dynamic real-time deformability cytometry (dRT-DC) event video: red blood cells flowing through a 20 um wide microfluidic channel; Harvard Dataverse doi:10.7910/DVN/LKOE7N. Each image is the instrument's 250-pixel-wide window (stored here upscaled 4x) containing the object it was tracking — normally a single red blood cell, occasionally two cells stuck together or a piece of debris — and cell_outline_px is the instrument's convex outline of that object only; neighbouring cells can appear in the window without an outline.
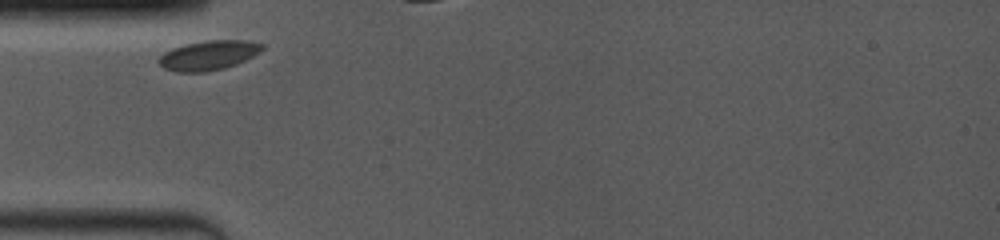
{"species": "common noctule bat (a hibernating species)", "species_latin": "Nyctalus noctula", "temperature_condition": "room temperature", "stored_images_in_passage": 9, "camera_frame_rate_fps": 4000, "um_per_image_px": 0.085, "animal": {"sex": "female", "body_mass_g": 19.0, "forearm_length_mm": 53.3}, "frame": {"image": 1, "passage_image": 1, "time_ms": 0.0, "image_size_px": [1000, 240], "cell_outline_px": [[264, 48], [260, 52], [236, 64], [224, 68], [204, 72], [176, 72], [164, 68], [156, 60], [164, 52], [172, 48], [184, 44], [208, 40], [248, 40], [264, 44]], "centroid_in_image_um": [17.71, 4.69], "position_along_channel_um": 67.3, "area_um2": 17.86}}
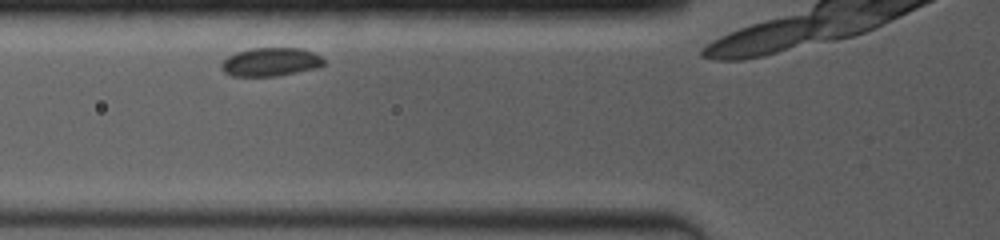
{"frame": {"image": 2, "passage_image": 4, "time_ms": 1.0, "image_size_px": [1000, 240], "cell_outline_px": [[324, 64], [320, 68], [276, 76], [232, 76], [224, 72], [220, 68], [220, 64], [228, 56], [236, 52], [252, 48], [304, 48], [320, 56], [324, 60]], "centroid_in_image_um": [23.01, 5.27], "position_along_channel_um": 102.8, "area_um2": 17.17}}
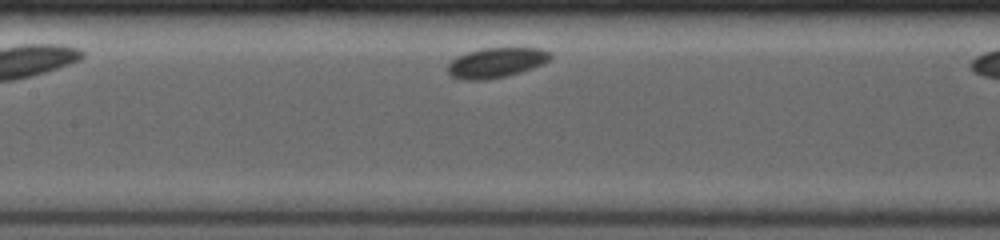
{"frame": {"image": 3, "passage_image": 8, "time_ms": 2.75, "image_size_px": [1000, 240], "cell_outline_px": [[552, 56], [544, 64], [520, 72], [504, 76], [484, 80], [460, 80], [452, 76], [448, 72], [448, 64], [456, 56], [468, 52], [484, 48], [540, 48], [552, 52]], "centroid_in_image_um": [42.18, 5.32], "position_along_channel_um": 165.2, "area_um2": 17.92}}